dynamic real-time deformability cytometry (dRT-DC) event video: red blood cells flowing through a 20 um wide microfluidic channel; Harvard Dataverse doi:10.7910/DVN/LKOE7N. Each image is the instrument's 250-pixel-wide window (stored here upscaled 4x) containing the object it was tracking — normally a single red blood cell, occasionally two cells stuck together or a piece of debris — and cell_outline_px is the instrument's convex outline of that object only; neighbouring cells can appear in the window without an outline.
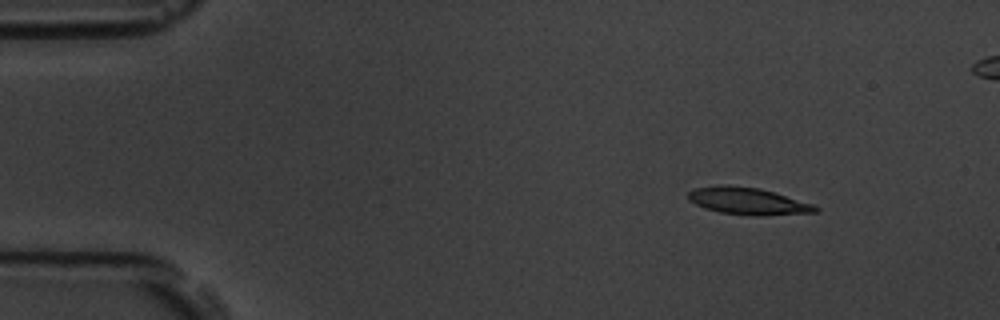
{"species": "common noctule bat (a hibernating species)", "species_latin": "Nyctalus noctula", "temperature_condition": "room temperature", "stored_images_in_passage": 6, "camera_frame_rate_fps": 3000, "um_per_image_px": 0.085, "animal": {"sex": "male", "body_mass_g": 19.5, "forearm_length_mm": 54.6}, "frame": {"image": 1, "passage_image": 1, "time_ms": 0.0, "image_size_px": [1000, 320], "cell_outline_px": [[820, 208], [816, 212], [764, 216], [756, 216], [720, 212], [704, 208], [688, 200], [688, 192], [696, 188], [720, 184], [728, 184], [760, 188], [812, 204]], "centroid_in_image_um": [63.54, 17.09], "position_along_channel_um": 21.5, "area_um2": 20.06}}
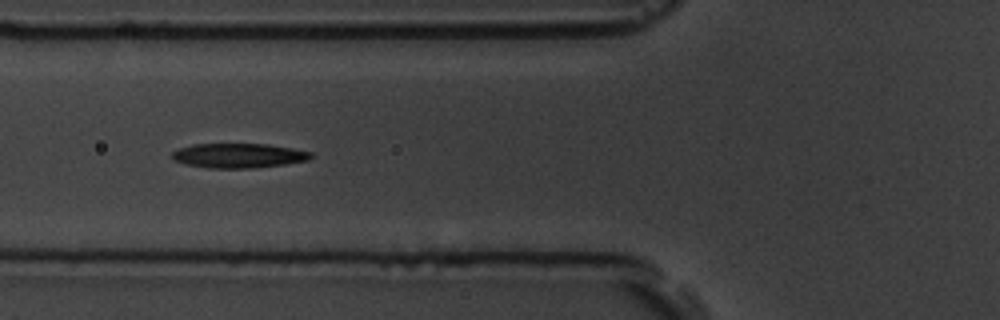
{"frame": {"image": 2, "passage_image": 5, "time_ms": 4.667, "image_size_px": [1000, 320], "cell_outline_px": [[312, 156], [308, 160], [284, 164], [252, 168], [208, 168], [188, 164], [172, 160], [172, 152], [180, 148], [192, 144], [268, 144], [292, 148], [312, 152]], "centroid_in_image_um": [20.27, 13.22], "position_along_channel_um": 105.5, "area_um2": 19.77}}
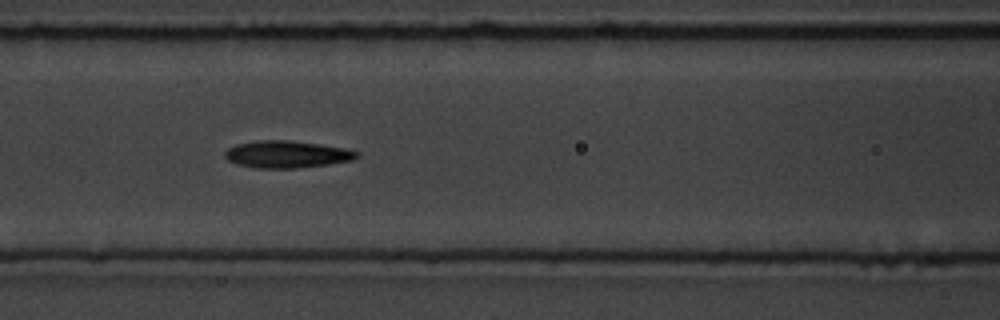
{"frame": {"image": 3, "passage_image": 6, "time_ms": 5.667, "image_size_px": [1000, 320], "cell_outline_px": [[360, 156], [352, 160], [328, 164], [296, 168], [256, 168], [236, 164], [228, 160], [224, 156], [224, 152], [228, 148], [236, 144], [256, 140], [292, 140], [348, 148], [360, 152]], "centroid_in_image_um": [24.39, 13.11], "position_along_channel_um": 142.2, "area_um2": 21.1}}